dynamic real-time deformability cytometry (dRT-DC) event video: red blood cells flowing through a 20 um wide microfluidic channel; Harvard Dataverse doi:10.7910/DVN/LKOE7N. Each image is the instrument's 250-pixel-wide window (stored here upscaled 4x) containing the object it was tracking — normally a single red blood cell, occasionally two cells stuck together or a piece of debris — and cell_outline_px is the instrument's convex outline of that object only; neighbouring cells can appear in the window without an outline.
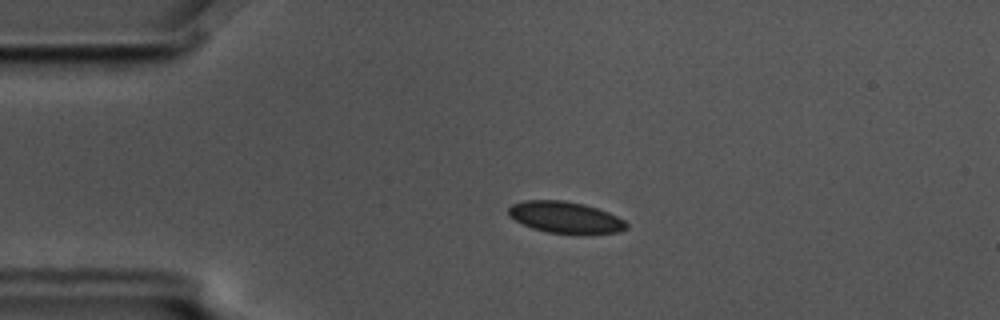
{"species": "common noctule bat (a hibernating species)", "species_latin": "Nyctalus noctula", "temperature_condition": "cold", "stored_images_in_passage": 4, "camera_frame_rate_fps": 3000, "um_per_image_px": 0.085, "animal": {"sex": "male", "body_mass_g": 17.5, "forearm_length_mm": 52.3}, "frame": {"image": 1, "passage_image": 3, "time_ms": 0.667, "image_size_px": [1000, 320], "cell_outline_px": [[628, 228], [620, 232], [588, 236], [580, 236], [548, 232], [532, 228], [508, 216], [508, 208], [512, 204], [524, 200], [564, 200], [584, 204], [608, 212], [624, 220], [628, 224]], "centroid_in_image_um": [48.11, 18.51], "position_along_channel_um": 36.9, "area_um2": 22.31}}